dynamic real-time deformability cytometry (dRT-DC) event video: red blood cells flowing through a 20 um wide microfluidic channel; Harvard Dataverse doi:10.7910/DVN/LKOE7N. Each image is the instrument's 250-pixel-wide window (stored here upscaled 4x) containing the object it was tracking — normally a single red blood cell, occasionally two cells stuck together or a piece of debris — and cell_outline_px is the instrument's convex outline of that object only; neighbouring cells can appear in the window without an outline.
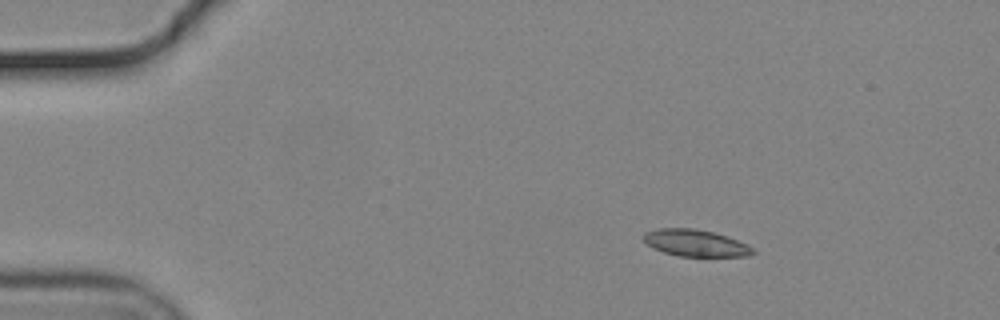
{"species": "common noctule bat (a hibernating species)", "species_latin": "Nyctalus noctula", "temperature_condition": "cold", "stored_images_in_passage": 50, "camera_frame_rate_fps": 3000, "um_per_image_px": 0.085, "animal": {"sex": "male", "body_mass_g": 19.2, "forearm_length_mm": 51.8}, "frame": {"image": 1, "passage_image": 2, "time_ms": 0.333, "image_size_px": [1000, 320], "cell_outline_px": [[756, 252], [748, 256], [680, 256], [664, 252], [652, 248], [640, 236], [644, 232], [656, 228], [696, 228], [712, 232], [748, 244]], "centroid_in_image_um": [59.06, 20.65], "position_along_channel_um": 25.9, "area_um2": 17.05}}
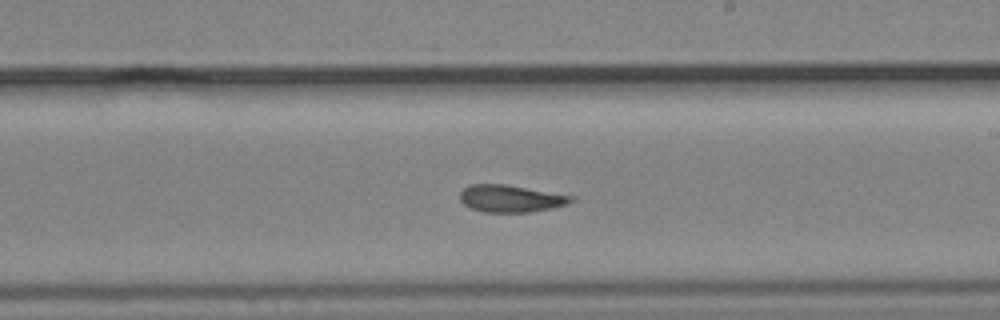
{"frame": {"image": 2, "passage_image": 26, "time_ms": 8.333, "image_size_px": [1000, 320], "cell_outline_px": [[576, 200], [568, 204], [552, 208], [528, 212], [484, 212], [472, 208], [464, 204], [460, 200], [460, 192], [464, 188], [472, 184], [504, 184], [576, 196]], "centroid_in_image_um": [43.45, 16.87], "position_along_channel_um": 245.5, "area_um2": 17.63}}
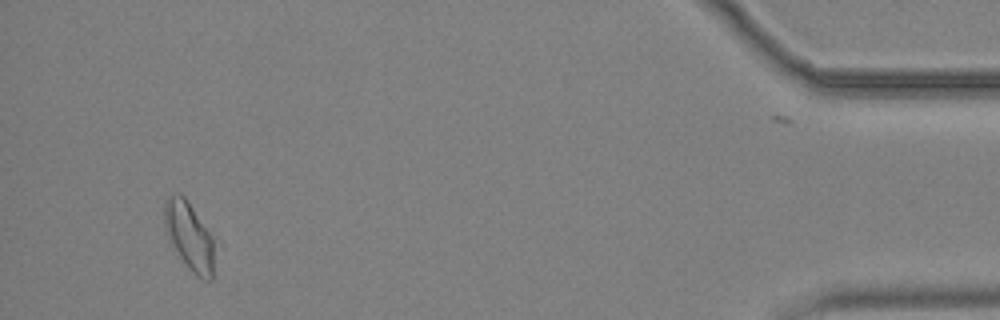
{"frame": {"image": 3, "passage_image": 46, "time_ms": 15.0, "image_size_px": [1000, 320], "cell_outline_px": [[220, 244], [212, 280], [200, 280], [192, 272], [180, 256], [172, 244], [168, 236], [164, 224], [164, 204], [168, 196], [184, 196], [220, 240]], "centroid_in_image_um": [16.26, 20.14], "position_along_channel_um": 418.9, "area_um2": 21.15}, "authors_computed_cell_mechanics": {"area_um2": 18.1203, "velocity_mm_per_s": 3.6904, "shape_relaxation_time_tau1_ms": 2.1135, "shape_relaxation_time_tau2_ms": 11.1726, "deformation_change_tau1": 0.0509, "deformation_change_tau2": 0.2534}}